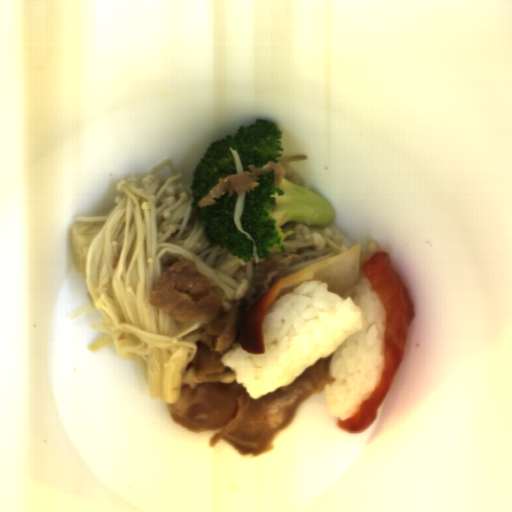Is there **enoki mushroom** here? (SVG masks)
Segmentation results:
<instances>
[{"label":"enoki mushroom","instance_id":"cea9216a","mask_svg":"<svg viewBox=\"0 0 512 512\" xmlns=\"http://www.w3.org/2000/svg\"><path fill=\"white\" fill-rule=\"evenodd\" d=\"M182 176L170 159L163 160L141 180L136 176L120 180L116 191L124 197L117 196L110 212L78 215L70 225L74 267L83 275L92 300V306L71 319L95 309L101 319L98 326L90 327L105 336L90 344L89 351L112 345L121 359L137 361L150 397L169 404L180 396L186 368L208 324L255 300L274 258L298 255L286 277L350 249L331 227H308L293 220L282 225L284 234L293 231L283 240L285 253L269 248L270 256L259 258L256 243L241 221L245 193L238 194L233 213L239 232L253 242L252 259L244 263L217 242L208 241L192 208L193 193L178 183ZM185 258L210 276L221 298L219 313L208 322H176L150 303L158 278Z\"/></svg>","mask_w":512,"mask_h":512},{"label":"enoki mushroom","instance_id":"6df1b440","mask_svg":"<svg viewBox=\"0 0 512 512\" xmlns=\"http://www.w3.org/2000/svg\"><path fill=\"white\" fill-rule=\"evenodd\" d=\"M308 157L306 154H298L288 157H279L278 163H281L285 167V173L282 178L292 182L293 184L302 188L303 178L301 175H296L290 168V163L294 161L306 160Z\"/></svg>","mask_w":512,"mask_h":512},{"label":"enoki mushroom","instance_id":"6f350940","mask_svg":"<svg viewBox=\"0 0 512 512\" xmlns=\"http://www.w3.org/2000/svg\"><path fill=\"white\" fill-rule=\"evenodd\" d=\"M379 253V246L378 243L375 241H370L366 250L362 253H360V260L361 264L366 261L369 257H371L373 254Z\"/></svg>","mask_w":512,"mask_h":512},{"label":"enoki mushroom","instance_id":"5e9bcc2f","mask_svg":"<svg viewBox=\"0 0 512 512\" xmlns=\"http://www.w3.org/2000/svg\"><path fill=\"white\" fill-rule=\"evenodd\" d=\"M229 149H230L232 157H233L236 174L243 173L241 158H240L237 150H235L234 148H231V147Z\"/></svg>","mask_w":512,"mask_h":512}]
</instances>
